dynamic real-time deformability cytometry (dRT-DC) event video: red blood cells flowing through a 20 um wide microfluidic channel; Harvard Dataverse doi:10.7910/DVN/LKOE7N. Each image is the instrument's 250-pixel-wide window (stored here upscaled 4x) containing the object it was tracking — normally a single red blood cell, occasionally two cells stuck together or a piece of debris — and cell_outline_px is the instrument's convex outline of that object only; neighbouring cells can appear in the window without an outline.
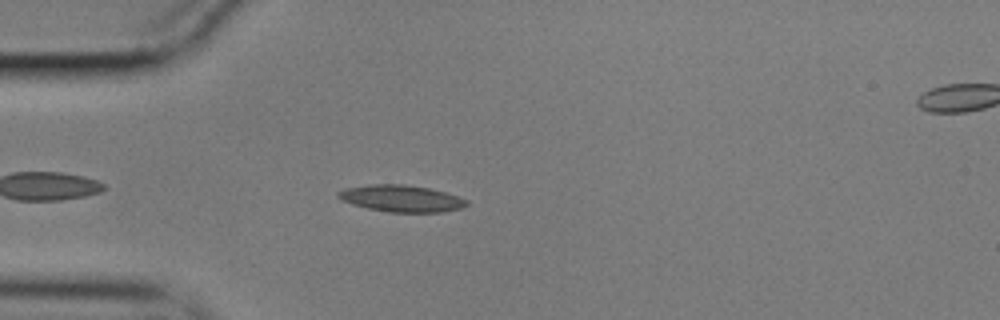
{"species": "common noctule bat (a hibernating species)", "species_latin": "Nyctalus noctula", "temperature_condition": "cold", "stored_images_in_passage": 47, "camera_frame_rate_fps": 3000, "um_per_image_px": 0.085, "animal": {"sex": "male", "body_mass_g": 17.9}, "frame": {"image": 1, "passage_image": 6, "time_ms": 1.667, "image_size_px": [1000, 320], "cell_outline_px": [[468, 204], [460, 208], [440, 212], [388, 212], [368, 208], [352, 204], [340, 200], [336, 196], [336, 192], [344, 188], [368, 184], [404, 184], [428, 188], [444, 192], [468, 200]], "centroid_in_image_um": [34.04, 16.86], "position_along_channel_um": 51.0, "area_um2": 20.0}}
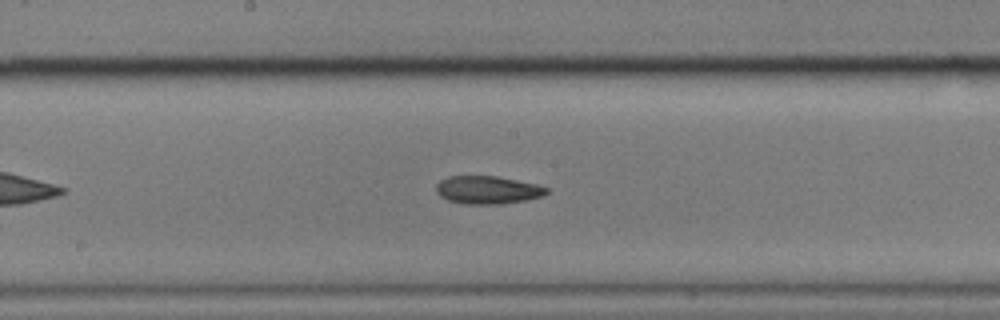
{"frame": {"image": 2, "passage_image": 20, "time_ms": 6.333, "image_size_px": [1000, 320], "cell_outline_px": [[548, 192], [544, 196], [528, 200], [500, 204], [460, 204], [448, 200], [440, 196], [436, 192], [436, 184], [440, 180], [448, 176], [496, 176], [536, 184], [548, 188]], "centroid_in_image_um": [41.43, 16.15], "position_along_channel_um": 206.8, "area_um2": 18.15}}
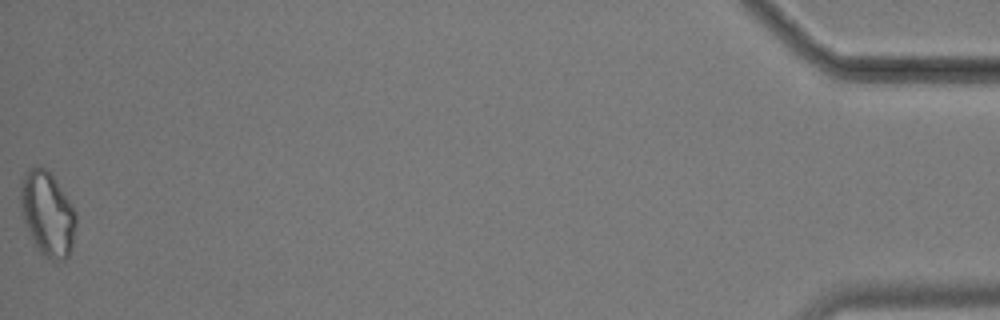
{"frame": {"image": 3, "passage_image": 47, "time_ms": 15.333, "image_size_px": [1000, 320], "cell_outline_px": [[76, 224], [72, 244], [68, 256], [64, 260], [52, 260], [44, 256], [40, 252], [32, 240], [24, 220], [20, 208], [20, 184], [24, 172], [28, 168], [44, 168], [52, 176], [72, 204], [76, 212]], "centroid_in_image_um": [4.02, 18.17], "position_along_channel_um": 431.2, "area_um2": 27.05}}